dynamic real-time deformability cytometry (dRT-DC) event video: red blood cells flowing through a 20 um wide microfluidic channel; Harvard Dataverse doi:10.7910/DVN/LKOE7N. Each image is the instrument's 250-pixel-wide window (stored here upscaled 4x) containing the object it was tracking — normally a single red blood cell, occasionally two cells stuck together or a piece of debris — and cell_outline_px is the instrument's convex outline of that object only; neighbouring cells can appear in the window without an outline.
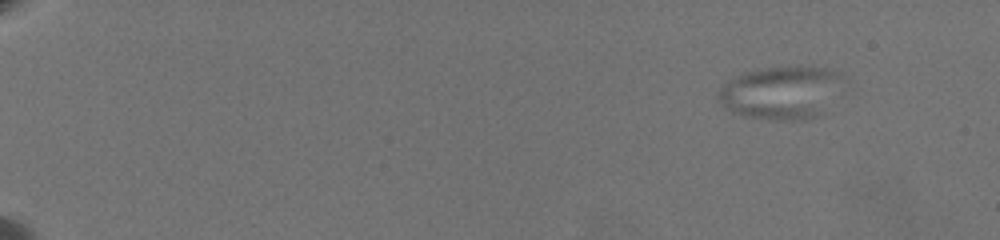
{"species": "common noctule bat (a hibernating species)", "species_latin": "Nyctalus noctula", "temperature_condition": "warm", "stored_images_in_passage": 58, "camera_frame_rate_fps": 3000, "um_per_image_px": 0.085, "animal": {"sex": "female", "body_mass_g": 19.5, "forearm_length_mm": 54.1}, "frame": {"image": 1, "passage_image": 1, "time_ms": 0.0, "image_size_px": [1000, 240], "cell_outline_px": [[840, 72], [820, 112], [812, 116], [748, 116], [732, 112], [724, 108], [720, 104], [716, 96], [724, 84], [748, 72], [768, 68], [824, 68]], "centroid_in_image_um": [66.18, 7.82], "position_along_channel_um": 18.8, "area_um2": 34.56}}
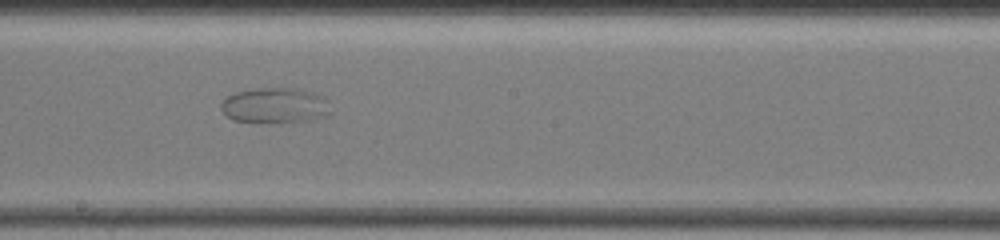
{"frame": {"image": 2, "passage_image": 34, "time_ms": 11.0, "image_size_px": [1000, 240], "cell_outline_px": [[328, 112], [324, 116], [308, 120], [280, 124], [260, 124], [232, 120], [220, 108], [220, 104], [228, 96], [236, 92], [256, 88], [296, 88], [312, 92], [324, 96], [328, 100]], "centroid_in_image_um": [23.34, 8.99], "position_along_channel_um": 224.9, "area_um2": 23.06}}
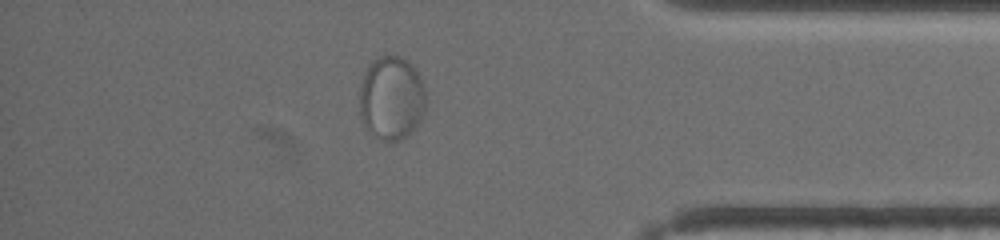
{"frame": {"image": 3, "passage_image": 51, "time_ms": 16.667, "image_size_px": [1000, 240], "cell_outline_px": [[424, 112], [420, 120], [412, 132], [400, 140], [384, 140], [368, 132], [360, 116], [360, 84], [368, 64], [376, 56], [400, 56], [412, 64], [416, 68], [424, 88]], "centroid_in_image_um": [33.26, 8.31], "position_along_channel_um": 401.9, "area_um2": 32.43}}